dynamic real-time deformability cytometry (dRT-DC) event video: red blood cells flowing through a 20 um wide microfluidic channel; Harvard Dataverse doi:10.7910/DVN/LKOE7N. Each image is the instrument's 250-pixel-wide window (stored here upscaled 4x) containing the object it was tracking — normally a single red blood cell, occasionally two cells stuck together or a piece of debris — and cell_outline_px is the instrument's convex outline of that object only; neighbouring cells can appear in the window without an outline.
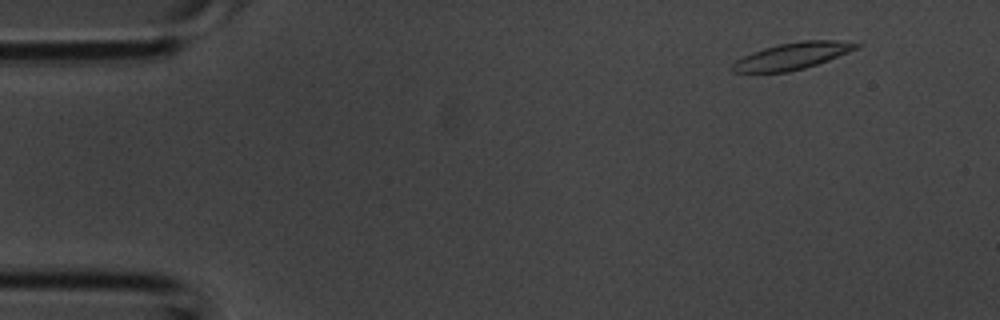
{"species": "common noctule bat (a hibernating species)", "species_latin": "Nyctalus noctula", "temperature_condition": "room temperature", "stored_images_in_passage": 4, "camera_frame_rate_fps": 3000, "um_per_image_px": 0.085, "animal": {"sex": "male", "body_mass_g": 20.1, "forearm_length_mm": 53.5}, "frame": {"image": 1, "passage_image": 1, "time_ms": 0.0, "image_size_px": [1000, 320], "cell_outline_px": [[860, 44], [856, 48], [848, 52], [828, 60], [804, 68], [788, 72], [732, 72], [732, 64], [736, 60], [744, 56], [764, 48], [780, 44], [804, 40], [832, 40]], "centroid_in_image_um": [67.31, 4.76], "position_along_channel_um": 17.7, "area_um2": 18.79}}